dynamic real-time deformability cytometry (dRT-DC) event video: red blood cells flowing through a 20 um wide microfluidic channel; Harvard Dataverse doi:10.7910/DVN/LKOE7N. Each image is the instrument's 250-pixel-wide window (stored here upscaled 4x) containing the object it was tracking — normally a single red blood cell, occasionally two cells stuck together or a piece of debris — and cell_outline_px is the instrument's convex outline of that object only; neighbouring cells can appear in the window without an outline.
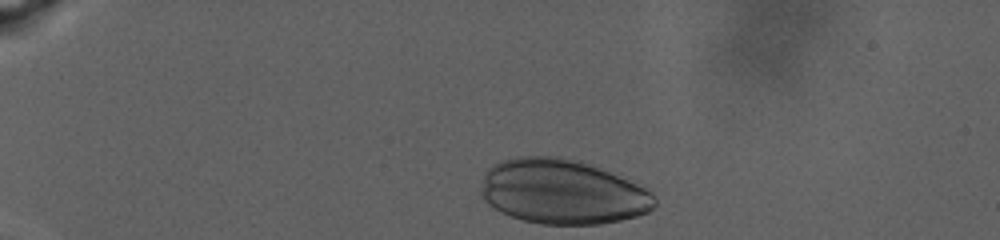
{"species": "human", "species_latin": "Homo sapiens", "temperature_condition": "warm", "stored_images_in_passage": 57, "camera_frame_rate_fps": 3000, "um_per_image_px": 0.085, "donor": {"sex": "male"}, "frame": {"image": 1, "passage_image": 1, "time_ms": 0.0, "image_size_px": [1000, 240], "cell_outline_px": [[656, 204], [648, 212], [636, 216], [620, 220], [600, 224], [540, 224], [524, 220], [512, 216], [488, 204], [484, 200], [480, 192], [480, 188], [484, 172], [492, 164], [500, 160], [520, 156], [556, 156], [580, 160], [620, 172], [652, 188], [656, 200]], "centroid_in_image_um": [47.9, 16.26], "position_along_channel_um": 37.1, "area_um2": 67.16}}
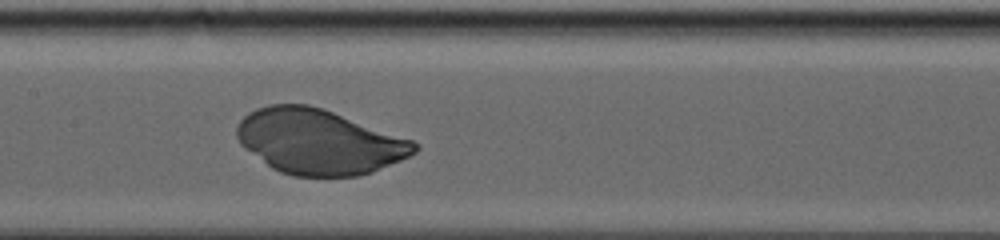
{"frame": {"image": 2, "passage_image": 29, "time_ms": 9.333, "image_size_px": [1000, 240], "cell_outline_px": [[420, 148], [416, 152], [400, 160], [372, 172], [356, 176], [292, 176], [280, 172], [272, 168], [240, 144], [236, 136], [236, 128], [240, 120], [248, 112], [256, 108], [268, 104], [308, 104], [324, 108], [412, 140], [420, 144]], "centroid_in_image_um": [27.1, 12.03], "position_along_channel_um": 180.3, "area_um2": 67.28}}
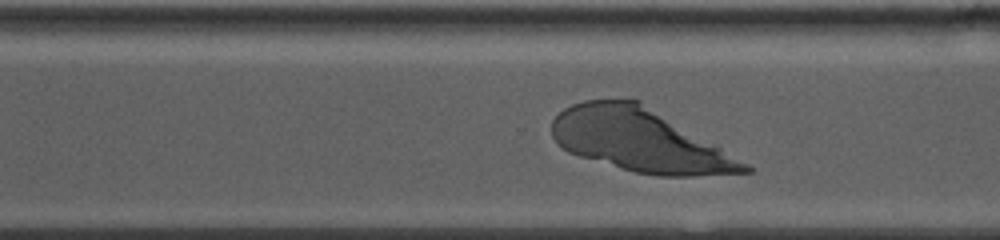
{"frame": {"image": 3, "passage_image": 46, "time_ms": 15.0, "image_size_px": [1000, 240], "cell_outline_px": [[752, 172], [692, 176], [656, 176], [636, 172], [580, 156], [568, 152], [556, 144], [552, 136], [552, 120], [564, 108], [572, 104], [584, 100], [640, 100], [748, 164], [752, 168]], "centroid_in_image_um": [54.35, 11.92], "position_along_channel_um": 316.3, "area_um2": 69.82}}